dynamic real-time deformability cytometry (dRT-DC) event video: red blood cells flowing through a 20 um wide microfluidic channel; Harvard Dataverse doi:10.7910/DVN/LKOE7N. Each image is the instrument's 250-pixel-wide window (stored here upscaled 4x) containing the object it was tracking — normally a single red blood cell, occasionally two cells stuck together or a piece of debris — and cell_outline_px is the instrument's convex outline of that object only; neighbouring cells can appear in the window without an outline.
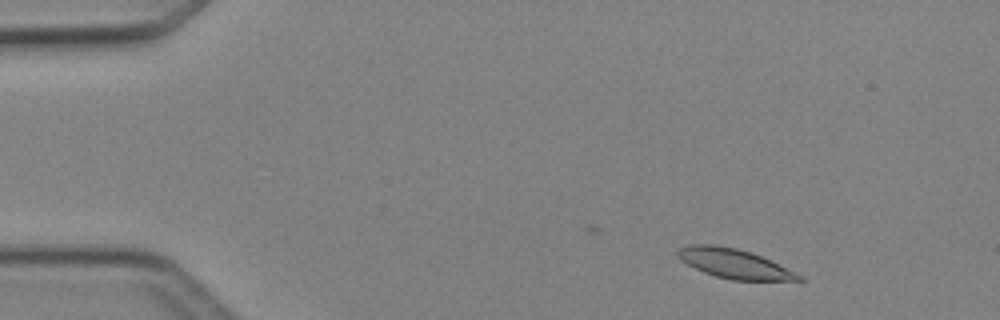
{"species": "Egyptian fruit bat (a non-hibernating species)", "species_latin": "Rousettus aegyptiacus", "temperature_condition": "cold", "stored_images_in_passage": 34, "camera_frame_rate_fps": 3000, "um_per_image_px": 0.085, "animal": {"sex": "female"}, "frame": {"image": 1, "passage_image": 4, "time_ms": 1.0, "image_size_px": [1000, 320], "cell_outline_px": [[808, 280], [732, 280], [716, 276], [704, 272], [680, 260], [676, 256], [676, 252], [680, 248], [692, 244], [712, 244], [736, 248], [752, 252], [804, 276]], "centroid_in_image_um": [62.41, 22.4], "position_along_channel_um": 22.6, "area_um2": 20.63}}
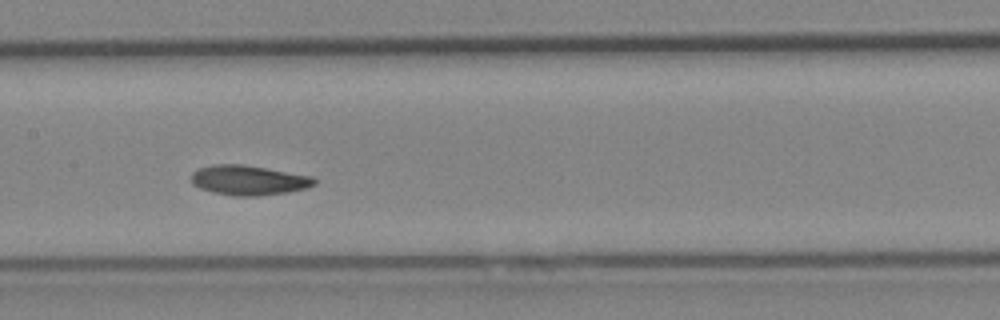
{"frame": {"image": 2, "passage_image": 22, "time_ms": 7.0, "image_size_px": [1000, 320], "cell_outline_px": [[316, 184], [308, 188], [288, 192], [256, 196], [232, 196], [212, 192], [200, 188], [192, 184], [192, 172], [200, 168], [216, 164], [240, 164], [312, 176], [316, 180]], "centroid_in_image_um": [21.14, 15.33], "position_along_channel_um": 186.3, "area_um2": 21.27}}
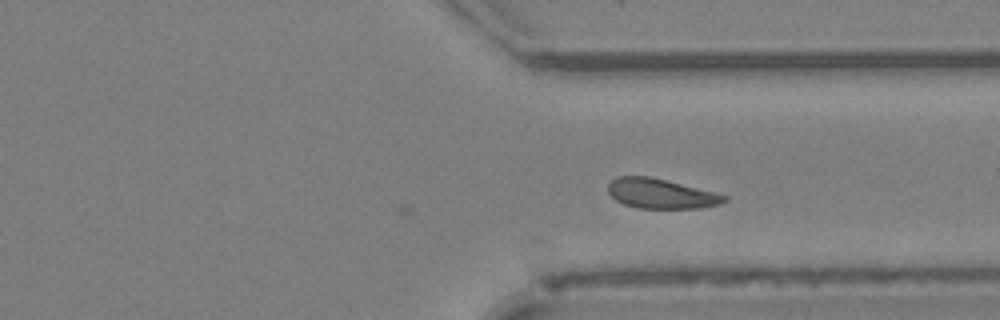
{"frame": {"image": 3, "passage_image": 34, "time_ms": 11.0, "image_size_px": [1000, 320], "cell_outline_px": [[728, 200], [720, 204], [700, 208], [636, 208], [624, 204], [616, 200], [608, 192], [608, 184], [616, 176], [648, 176], [716, 192], [728, 196]], "centroid_in_image_um": [56.19, 16.46], "position_along_channel_um": 355.2, "area_um2": 20.17}}